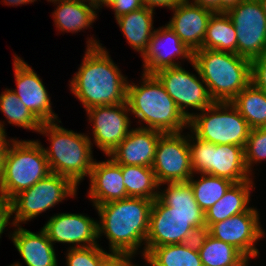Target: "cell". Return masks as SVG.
Segmentation results:
<instances>
[{
    "label": "cell",
    "mask_w": 266,
    "mask_h": 266,
    "mask_svg": "<svg viewBox=\"0 0 266 266\" xmlns=\"http://www.w3.org/2000/svg\"><path fill=\"white\" fill-rule=\"evenodd\" d=\"M206 232L215 239L229 243L248 260L250 257L259 256L255 243L262 238L264 232L259 223L258 211L255 208L250 207L246 212L211 224Z\"/></svg>",
    "instance_id": "cell-14"
},
{
    "label": "cell",
    "mask_w": 266,
    "mask_h": 266,
    "mask_svg": "<svg viewBox=\"0 0 266 266\" xmlns=\"http://www.w3.org/2000/svg\"><path fill=\"white\" fill-rule=\"evenodd\" d=\"M132 255L112 254L102 266H133L131 262Z\"/></svg>",
    "instance_id": "cell-39"
},
{
    "label": "cell",
    "mask_w": 266,
    "mask_h": 266,
    "mask_svg": "<svg viewBox=\"0 0 266 266\" xmlns=\"http://www.w3.org/2000/svg\"><path fill=\"white\" fill-rule=\"evenodd\" d=\"M144 257V259L146 260V262L150 265V266H160L156 261H154L147 253H143L142 255ZM133 266H137V265H133Z\"/></svg>",
    "instance_id": "cell-45"
},
{
    "label": "cell",
    "mask_w": 266,
    "mask_h": 266,
    "mask_svg": "<svg viewBox=\"0 0 266 266\" xmlns=\"http://www.w3.org/2000/svg\"><path fill=\"white\" fill-rule=\"evenodd\" d=\"M202 49L237 54L236 29L227 13H214L210 17Z\"/></svg>",
    "instance_id": "cell-27"
},
{
    "label": "cell",
    "mask_w": 266,
    "mask_h": 266,
    "mask_svg": "<svg viewBox=\"0 0 266 266\" xmlns=\"http://www.w3.org/2000/svg\"><path fill=\"white\" fill-rule=\"evenodd\" d=\"M189 119L194 135L216 145L229 144L245 147L250 127L231 102H214Z\"/></svg>",
    "instance_id": "cell-8"
},
{
    "label": "cell",
    "mask_w": 266,
    "mask_h": 266,
    "mask_svg": "<svg viewBox=\"0 0 266 266\" xmlns=\"http://www.w3.org/2000/svg\"><path fill=\"white\" fill-rule=\"evenodd\" d=\"M153 201L143 253L154 247L195 241L205 231V213L187 182H168Z\"/></svg>",
    "instance_id": "cell-1"
},
{
    "label": "cell",
    "mask_w": 266,
    "mask_h": 266,
    "mask_svg": "<svg viewBox=\"0 0 266 266\" xmlns=\"http://www.w3.org/2000/svg\"><path fill=\"white\" fill-rule=\"evenodd\" d=\"M242 0H219V13H227L237 6Z\"/></svg>",
    "instance_id": "cell-41"
},
{
    "label": "cell",
    "mask_w": 266,
    "mask_h": 266,
    "mask_svg": "<svg viewBox=\"0 0 266 266\" xmlns=\"http://www.w3.org/2000/svg\"><path fill=\"white\" fill-rule=\"evenodd\" d=\"M10 266H21L19 263L11 264Z\"/></svg>",
    "instance_id": "cell-48"
},
{
    "label": "cell",
    "mask_w": 266,
    "mask_h": 266,
    "mask_svg": "<svg viewBox=\"0 0 266 266\" xmlns=\"http://www.w3.org/2000/svg\"><path fill=\"white\" fill-rule=\"evenodd\" d=\"M89 177L88 193L93 206L128 198L121 165L111 157L103 162L94 161Z\"/></svg>",
    "instance_id": "cell-21"
},
{
    "label": "cell",
    "mask_w": 266,
    "mask_h": 266,
    "mask_svg": "<svg viewBox=\"0 0 266 266\" xmlns=\"http://www.w3.org/2000/svg\"><path fill=\"white\" fill-rule=\"evenodd\" d=\"M6 134L4 125L0 121V146H9L10 142L6 139Z\"/></svg>",
    "instance_id": "cell-42"
},
{
    "label": "cell",
    "mask_w": 266,
    "mask_h": 266,
    "mask_svg": "<svg viewBox=\"0 0 266 266\" xmlns=\"http://www.w3.org/2000/svg\"><path fill=\"white\" fill-rule=\"evenodd\" d=\"M80 1L89 2V3L93 4V5H98L99 6L101 0H80Z\"/></svg>",
    "instance_id": "cell-47"
},
{
    "label": "cell",
    "mask_w": 266,
    "mask_h": 266,
    "mask_svg": "<svg viewBox=\"0 0 266 266\" xmlns=\"http://www.w3.org/2000/svg\"><path fill=\"white\" fill-rule=\"evenodd\" d=\"M172 10L174 15L167 25L192 52L201 49L210 17L215 12L190 4L189 0Z\"/></svg>",
    "instance_id": "cell-19"
},
{
    "label": "cell",
    "mask_w": 266,
    "mask_h": 266,
    "mask_svg": "<svg viewBox=\"0 0 266 266\" xmlns=\"http://www.w3.org/2000/svg\"><path fill=\"white\" fill-rule=\"evenodd\" d=\"M152 169L159 184L187 182L193 174L191 154L186 136L163 133L156 146Z\"/></svg>",
    "instance_id": "cell-13"
},
{
    "label": "cell",
    "mask_w": 266,
    "mask_h": 266,
    "mask_svg": "<svg viewBox=\"0 0 266 266\" xmlns=\"http://www.w3.org/2000/svg\"><path fill=\"white\" fill-rule=\"evenodd\" d=\"M176 56L187 59L189 62L193 61V52L168 25L156 29L151 37L148 49L142 56L144 61L143 72L154 74L164 68L180 66L173 60Z\"/></svg>",
    "instance_id": "cell-18"
},
{
    "label": "cell",
    "mask_w": 266,
    "mask_h": 266,
    "mask_svg": "<svg viewBox=\"0 0 266 266\" xmlns=\"http://www.w3.org/2000/svg\"><path fill=\"white\" fill-rule=\"evenodd\" d=\"M261 4L262 10L264 11L265 19H266V0H258Z\"/></svg>",
    "instance_id": "cell-46"
},
{
    "label": "cell",
    "mask_w": 266,
    "mask_h": 266,
    "mask_svg": "<svg viewBox=\"0 0 266 266\" xmlns=\"http://www.w3.org/2000/svg\"><path fill=\"white\" fill-rule=\"evenodd\" d=\"M99 245L86 248H69L66 259L67 266H102L111 256Z\"/></svg>",
    "instance_id": "cell-33"
},
{
    "label": "cell",
    "mask_w": 266,
    "mask_h": 266,
    "mask_svg": "<svg viewBox=\"0 0 266 266\" xmlns=\"http://www.w3.org/2000/svg\"><path fill=\"white\" fill-rule=\"evenodd\" d=\"M36 0H4L3 2L6 3L7 5H21V4H27V3H32ZM9 3V4H8Z\"/></svg>",
    "instance_id": "cell-44"
},
{
    "label": "cell",
    "mask_w": 266,
    "mask_h": 266,
    "mask_svg": "<svg viewBox=\"0 0 266 266\" xmlns=\"http://www.w3.org/2000/svg\"><path fill=\"white\" fill-rule=\"evenodd\" d=\"M251 82L266 93V53L251 61Z\"/></svg>",
    "instance_id": "cell-36"
},
{
    "label": "cell",
    "mask_w": 266,
    "mask_h": 266,
    "mask_svg": "<svg viewBox=\"0 0 266 266\" xmlns=\"http://www.w3.org/2000/svg\"><path fill=\"white\" fill-rule=\"evenodd\" d=\"M190 4L198 5L210 9L215 13H219V0H194V3L192 2Z\"/></svg>",
    "instance_id": "cell-40"
},
{
    "label": "cell",
    "mask_w": 266,
    "mask_h": 266,
    "mask_svg": "<svg viewBox=\"0 0 266 266\" xmlns=\"http://www.w3.org/2000/svg\"><path fill=\"white\" fill-rule=\"evenodd\" d=\"M193 177L192 175L188 182L192 187L197 204L204 213L218 202L234 184L226 178L208 174H201V178L198 180H194Z\"/></svg>",
    "instance_id": "cell-31"
},
{
    "label": "cell",
    "mask_w": 266,
    "mask_h": 266,
    "mask_svg": "<svg viewBox=\"0 0 266 266\" xmlns=\"http://www.w3.org/2000/svg\"><path fill=\"white\" fill-rule=\"evenodd\" d=\"M11 215H13L11 200L0 193V237L5 227L10 223Z\"/></svg>",
    "instance_id": "cell-37"
},
{
    "label": "cell",
    "mask_w": 266,
    "mask_h": 266,
    "mask_svg": "<svg viewBox=\"0 0 266 266\" xmlns=\"http://www.w3.org/2000/svg\"><path fill=\"white\" fill-rule=\"evenodd\" d=\"M8 146H0V179L4 168V159Z\"/></svg>",
    "instance_id": "cell-43"
},
{
    "label": "cell",
    "mask_w": 266,
    "mask_h": 266,
    "mask_svg": "<svg viewBox=\"0 0 266 266\" xmlns=\"http://www.w3.org/2000/svg\"><path fill=\"white\" fill-rule=\"evenodd\" d=\"M196 245L203 266H245L248 259L229 243L215 239L206 231L197 237Z\"/></svg>",
    "instance_id": "cell-25"
},
{
    "label": "cell",
    "mask_w": 266,
    "mask_h": 266,
    "mask_svg": "<svg viewBox=\"0 0 266 266\" xmlns=\"http://www.w3.org/2000/svg\"><path fill=\"white\" fill-rule=\"evenodd\" d=\"M42 229L52 243L76 244L71 248L98 245L96 241L99 238L98 222L82 214H56L49 219Z\"/></svg>",
    "instance_id": "cell-17"
},
{
    "label": "cell",
    "mask_w": 266,
    "mask_h": 266,
    "mask_svg": "<svg viewBox=\"0 0 266 266\" xmlns=\"http://www.w3.org/2000/svg\"><path fill=\"white\" fill-rule=\"evenodd\" d=\"M189 135L192 172L226 178L234 183L250 180L245 166L244 148L239 145H216ZM191 137V138H190ZM195 139V142H194ZM192 141V143H191Z\"/></svg>",
    "instance_id": "cell-9"
},
{
    "label": "cell",
    "mask_w": 266,
    "mask_h": 266,
    "mask_svg": "<svg viewBox=\"0 0 266 266\" xmlns=\"http://www.w3.org/2000/svg\"><path fill=\"white\" fill-rule=\"evenodd\" d=\"M231 103L251 129L266 128V93L250 82Z\"/></svg>",
    "instance_id": "cell-28"
},
{
    "label": "cell",
    "mask_w": 266,
    "mask_h": 266,
    "mask_svg": "<svg viewBox=\"0 0 266 266\" xmlns=\"http://www.w3.org/2000/svg\"><path fill=\"white\" fill-rule=\"evenodd\" d=\"M14 72L17 90L14 92L27 109L41 122H56L51 100L39 76L20 57L14 55Z\"/></svg>",
    "instance_id": "cell-16"
},
{
    "label": "cell",
    "mask_w": 266,
    "mask_h": 266,
    "mask_svg": "<svg viewBox=\"0 0 266 266\" xmlns=\"http://www.w3.org/2000/svg\"><path fill=\"white\" fill-rule=\"evenodd\" d=\"M143 7L153 9L156 6H162V7H167L174 9L177 5L185 2V0H141Z\"/></svg>",
    "instance_id": "cell-38"
},
{
    "label": "cell",
    "mask_w": 266,
    "mask_h": 266,
    "mask_svg": "<svg viewBox=\"0 0 266 266\" xmlns=\"http://www.w3.org/2000/svg\"><path fill=\"white\" fill-rule=\"evenodd\" d=\"M191 64L198 73V78L195 74H190V72L181 66L164 68L154 73L179 110L188 119L192 117V114L185 111L186 108L192 107L203 111L215 102L211 98L207 85L201 78L197 66L193 61ZM200 78L202 81L199 80Z\"/></svg>",
    "instance_id": "cell-12"
},
{
    "label": "cell",
    "mask_w": 266,
    "mask_h": 266,
    "mask_svg": "<svg viewBox=\"0 0 266 266\" xmlns=\"http://www.w3.org/2000/svg\"><path fill=\"white\" fill-rule=\"evenodd\" d=\"M76 191L77 185L71 179L50 173L11 199L12 213H16L14 222L12 221L13 226L33 219L68 196L74 197Z\"/></svg>",
    "instance_id": "cell-10"
},
{
    "label": "cell",
    "mask_w": 266,
    "mask_h": 266,
    "mask_svg": "<svg viewBox=\"0 0 266 266\" xmlns=\"http://www.w3.org/2000/svg\"><path fill=\"white\" fill-rule=\"evenodd\" d=\"M153 11V9L142 7L116 19L130 46L141 52V56L148 49L155 31L153 30Z\"/></svg>",
    "instance_id": "cell-26"
},
{
    "label": "cell",
    "mask_w": 266,
    "mask_h": 266,
    "mask_svg": "<svg viewBox=\"0 0 266 266\" xmlns=\"http://www.w3.org/2000/svg\"><path fill=\"white\" fill-rule=\"evenodd\" d=\"M50 136L49 150L43 148L51 173L71 179L77 186L89 176L94 160L87 135L67 130L53 122H44L38 131Z\"/></svg>",
    "instance_id": "cell-6"
},
{
    "label": "cell",
    "mask_w": 266,
    "mask_h": 266,
    "mask_svg": "<svg viewBox=\"0 0 266 266\" xmlns=\"http://www.w3.org/2000/svg\"><path fill=\"white\" fill-rule=\"evenodd\" d=\"M0 179V193L12 199L50 173L48 160L39 141L10 139Z\"/></svg>",
    "instance_id": "cell-7"
},
{
    "label": "cell",
    "mask_w": 266,
    "mask_h": 266,
    "mask_svg": "<svg viewBox=\"0 0 266 266\" xmlns=\"http://www.w3.org/2000/svg\"><path fill=\"white\" fill-rule=\"evenodd\" d=\"M122 176L128 197L155 200L159 184L152 167L139 165H121Z\"/></svg>",
    "instance_id": "cell-29"
},
{
    "label": "cell",
    "mask_w": 266,
    "mask_h": 266,
    "mask_svg": "<svg viewBox=\"0 0 266 266\" xmlns=\"http://www.w3.org/2000/svg\"><path fill=\"white\" fill-rule=\"evenodd\" d=\"M162 134L161 131L154 129L141 127L131 129L108 157L119 165L152 167L157 142Z\"/></svg>",
    "instance_id": "cell-20"
},
{
    "label": "cell",
    "mask_w": 266,
    "mask_h": 266,
    "mask_svg": "<svg viewBox=\"0 0 266 266\" xmlns=\"http://www.w3.org/2000/svg\"><path fill=\"white\" fill-rule=\"evenodd\" d=\"M16 226L12 241L27 266H58L53 243L41 229L34 233Z\"/></svg>",
    "instance_id": "cell-22"
},
{
    "label": "cell",
    "mask_w": 266,
    "mask_h": 266,
    "mask_svg": "<svg viewBox=\"0 0 266 266\" xmlns=\"http://www.w3.org/2000/svg\"><path fill=\"white\" fill-rule=\"evenodd\" d=\"M253 186L251 179L234 183L224 196L205 212V231L211 224L246 212L250 208L247 205Z\"/></svg>",
    "instance_id": "cell-23"
},
{
    "label": "cell",
    "mask_w": 266,
    "mask_h": 266,
    "mask_svg": "<svg viewBox=\"0 0 266 266\" xmlns=\"http://www.w3.org/2000/svg\"><path fill=\"white\" fill-rule=\"evenodd\" d=\"M58 7L53 12L55 25L60 31L80 32L82 28L89 27L97 18L98 5L86 4L80 0H48Z\"/></svg>",
    "instance_id": "cell-24"
},
{
    "label": "cell",
    "mask_w": 266,
    "mask_h": 266,
    "mask_svg": "<svg viewBox=\"0 0 266 266\" xmlns=\"http://www.w3.org/2000/svg\"><path fill=\"white\" fill-rule=\"evenodd\" d=\"M86 111L94 127L92 130L94 143L109 156L131 130L127 102L95 106Z\"/></svg>",
    "instance_id": "cell-15"
},
{
    "label": "cell",
    "mask_w": 266,
    "mask_h": 266,
    "mask_svg": "<svg viewBox=\"0 0 266 266\" xmlns=\"http://www.w3.org/2000/svg\"><path fill=\"white\" fill-rule=\"evenodd\" d=\"M83 62L70 82L71 92L86 110L126 102L128 82L98 41H87Z\"/></svg>",
    "instance_id": "cell-2"
},
{
    "label": "cell",
    "mask_w": 266,
    "mask_h": 266,
    "mask_svg": "<svg viewBox=\"0 0 266 266\" xmlns=\"http://www.w3.org/2000/svg\"><path fill=\"white\" fill-rule=\"evenodd\" d=\"M153 201L128 197L95 206L101 219L98 237L106 235L111 254L134 256L146 241Z\"/></svg>",
    "instance_id": "cell-3"
},
{
    "label": "cell",
    "mask_w": 266,
    "mask_h": 266,
    "mask_svg": "<svg viewBox=\"0 0 266 266\" xmlns=\"http://www.w3.org/2000/svg\"><path fill=\"white\" fill-rule=\"evenodd\" d=\"M148 255L160 266H203L196 241L154 247Z\"/></svg>",
    "instance_id": "cell-30"
},
{
    "label": "cell",
    "mask_w": 266,
    "mask_h": 266,
    "mask_svg": "<svg viewBox=\"0 0 266 266\" xmlns=\"http://www.w3.org/2000/svg\"><path fill=\"white\" fill-rule=\"evenodd\" d=\"M193 62L215 102H231L251 82V61L238 54L201 48Z\"/></svg>",
    "instance_id": "cell-5"
},
{
    "label": "cell",
    "mask_w": 266,
    "mask_h": 266,
    "mask_svg": "<svg viewBox=\"0 0 266 266\" xmlns=\"http://www.w3.org/2000/svg\"><path fill=\"white\" fill-rule=\"evenodd\" d=\"M141 86L128 83L126 102L129 112L147 126L162 133H182L189 127V119L179 110L162 83L154 74L143 73Z\"/></svg>",
    "instance_id": "cell-4"
},
{
    "label": "cell",
    "mask_w": 266,
    "mask_h": 266,
    "mask_svg": "<svg viewBox=\"0 0 266 266\" xmlns=\"http://www.w3.org/2000/svg\"><path fill=\"white\" fill-rule=\"evenodd\" d=\"M102 4L113 9L116 19L143 7L141 0H101L99 7Z\"/></svg>",
    "instance_id": "cell-35"
},
{
    "label": "cell",
    "mask_w": 266,
    "mask_h": 266,
    "mask_svg": "<svg viewBox=\"0 0 266 266\" xmlns=\"http://www.w3.org/2000/svg\"><path fill=\"white\" fill-rule=\"evenodd\" d=\"M0 110L5 114L9 124L25 129L39 131L41 122L27 109L17 95L7 89L0 95Z\"/></svg>",
    "instance_id": "cell-32"
},
{
    "label": "cell",
    "mask_w": 266,
    "mask_h": 266,
    "mask_svg": "<svg viewBox=\"0 0 266 266\" xmlns=\"http://www.w3.org/2000/svg\"><path fill=\"white\" fill-rule=\"evenodd\" d=\"M264 159H266V128L250 129L244 147V160L248 172L252 171V164Z\"/></svg>",
    "instance_id": "cell-34"
},
{
    "label": "cell",
    "mask_w": 266,
    "mask_h": 266,
    "mask_svg": "<svg viewBox=\"0 0 266 266\" xmlns=\"http://www.w3.org/2000/svg\"><path fill=\"white\" fill-rule=\"evenodd\" d=\"M237 35V54L255 60L266 53V19L258 0H242L230 9Z\"/></svg>",
    "instance_id": "cell-11"
}]
</instances>
